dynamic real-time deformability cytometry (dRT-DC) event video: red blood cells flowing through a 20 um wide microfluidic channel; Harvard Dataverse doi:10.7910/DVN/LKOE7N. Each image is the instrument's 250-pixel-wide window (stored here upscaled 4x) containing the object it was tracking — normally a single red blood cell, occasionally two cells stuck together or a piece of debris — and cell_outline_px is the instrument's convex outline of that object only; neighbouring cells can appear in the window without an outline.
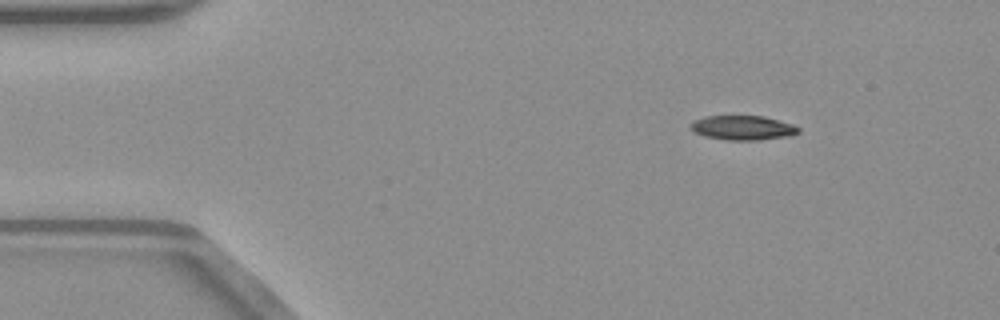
{"species": "common noctule bat (a hibernating species)", "species_latin": "Nyctalus noctula", "temperature_condition": "warm", "stored_images_in_passage": 49, "camera_frame_rate_fps": 3000, "um_per_image_px": 0.085, "animal": {"sex": "male", "body_mass_g": 23.1, "forearm_length_mm": 52.7}, "frame": {"image": 1, "passage_image": 5, "time_ms": 1.333, "image_size_px": [1000, 320], "cell_outline_px": [[800, 132], [788, 136], [760, 140], [728, 140], [704, 136], [692, 132], [688, 124], [692, 120], [704, 116], [764, 116], [792, 124], [800, 128]], "centroid_in_image_um": [63.08, 10.86], "position_along_channel_um": 21.9, "area_um2": 15.55}}
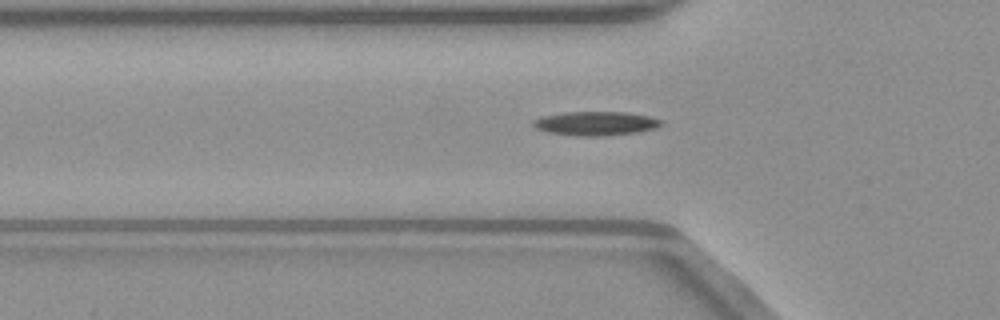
{"frame": {"image": 2, "passage_image": 15, "time_ms": 4.667, "image_size_px": [1000, 320], "cell_outline_px": [[664, 124], [656, 128], [640, 132], [604, 136], [580, 136], [548, 132], [536, 128], [532, 124], [532, 120], [544, 116], [564, 112], [624, 112], [648, 116], [664, 120]], "centroid_in_image_um": [50.68, 10.49], "position_along_channel_um": 75.1, "area_um2": 17.98}}
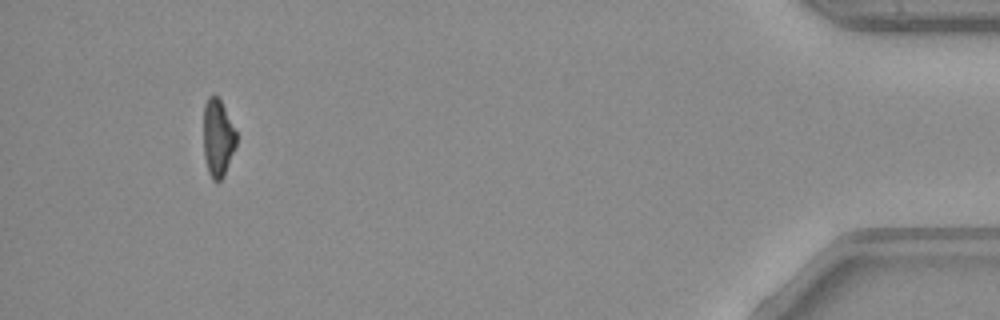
{"frame": {"image": 3, "passage_image": 46, "time_ms": 15.0, "image_size_px": [1000, 320], "cell_outline_px": [[236, 144], [224, 176], [220, 180], [212, 180], [208, 172], [204, 156], [204, 104], [208, 96], [216, 96], [220, 100], [236, 132]], "centroid_in_image_um": [18.5, 11.74], "position_along_channel_um": 416.7, "area_um2": 14.57}}